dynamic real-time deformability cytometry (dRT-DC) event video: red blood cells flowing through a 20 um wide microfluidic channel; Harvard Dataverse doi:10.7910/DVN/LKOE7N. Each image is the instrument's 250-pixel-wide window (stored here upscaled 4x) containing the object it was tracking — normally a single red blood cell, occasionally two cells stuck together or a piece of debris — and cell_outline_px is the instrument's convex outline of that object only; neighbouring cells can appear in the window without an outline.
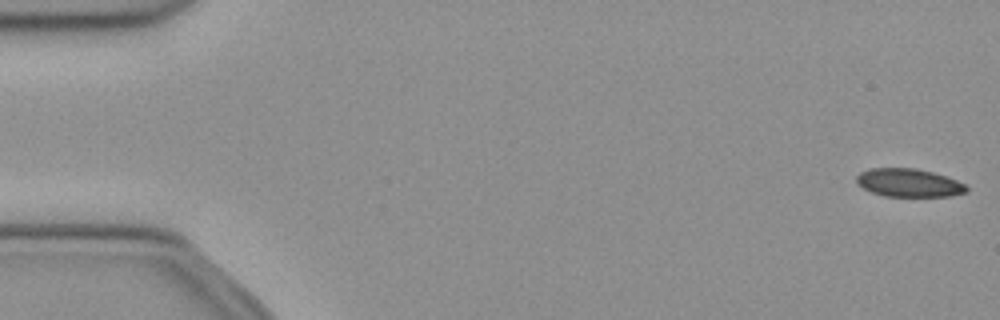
{"species": "common noctule bat (a hibernating species)", "species_latin": "Nyctalus noctula", "temperature_condition": "cold", "stored_images_in_passage": 52, "camera_frame_rate_fps": 3000, "um_per_image_px": 0.085, "animal": {"sex": "female", "body_mass_g": 21.9}, "frame": {"image": 1, "passage_image": 1, "time_ms": 0.0, "image_size_px": [1000, 320], "cell_outline_px": [[968, 192], [948, 196], [884, 196], [872, 192], [856, 184], [856, 176], [860, 172], [868, 168], [916, 168], [932, 172], [956, 180], [964, 184], [968, 188]], "centroid_in_image_um": [77.21, 15.53], "position_along_channel_um": 7.8, "area_um2": 18.03}}
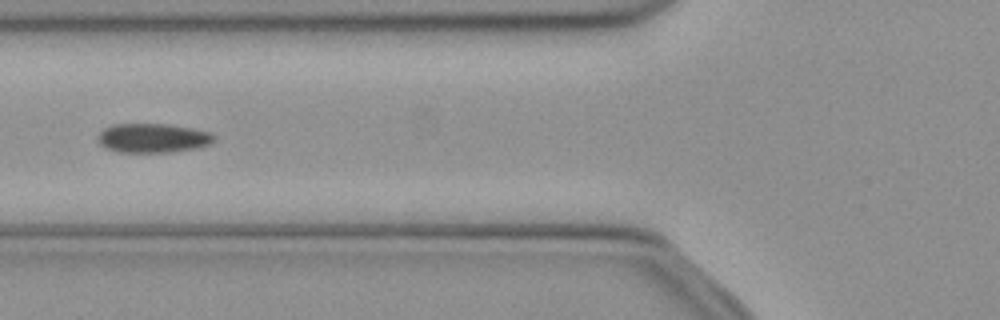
{"frame": {"image": 2, "passage_image": 20, "time_ms": 6.333, "image_size_px": [1000, 320], "cell_outline_px": [[216, 140], [208, 144], [196, 148], [172, 152], [116, 152], [100, 144], [96, 140], [96, 136], [104, 128], [112, 124], [172, 124], [212, 132], [216, 136]], "centroid_in_image_um": [13.0, 11.72], "position_along_channel_um": 112.8, "area_um2": 20.06}}
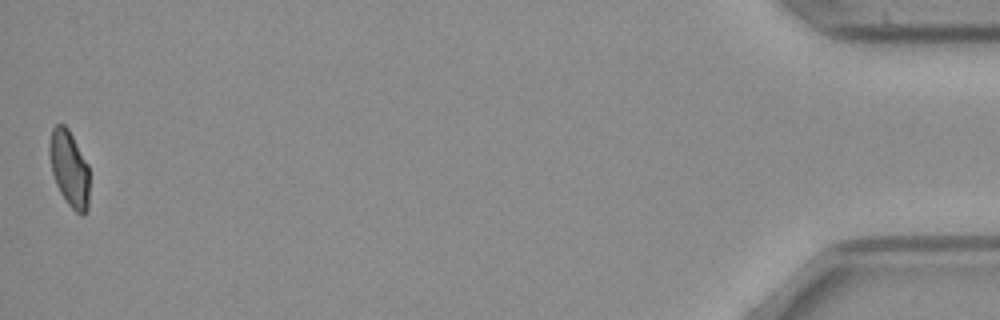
{"frame": {"image": 3, "passage_image": 52, "time_ms": 17.0, "image_size_px": [1000, 320], "cell_outline_px": [[88, 208], [84, 216], [76, 212], [68, 204], [60, 192], [56, 184], [52, 172], [48, 156], [48, 144], [52, 128], [56, 124], [64, 124], [68, 128], [88, 164]], "centroid_in_image_um": [5.86, 14.3], "position_along_channel_um": 429.3, "area_um2": 17.8}, "authors_computed_cell_mechanics": {"area_um2": 19.5653, "velocity_mm_per_s": 3.9057, "shape_relaxation_time_tau1_ms": 7.2144, "shape_relaxation_time_tau2_ms": null, "deformation_change_tau1": 0.1162, "deformation_change_tau2": null}}